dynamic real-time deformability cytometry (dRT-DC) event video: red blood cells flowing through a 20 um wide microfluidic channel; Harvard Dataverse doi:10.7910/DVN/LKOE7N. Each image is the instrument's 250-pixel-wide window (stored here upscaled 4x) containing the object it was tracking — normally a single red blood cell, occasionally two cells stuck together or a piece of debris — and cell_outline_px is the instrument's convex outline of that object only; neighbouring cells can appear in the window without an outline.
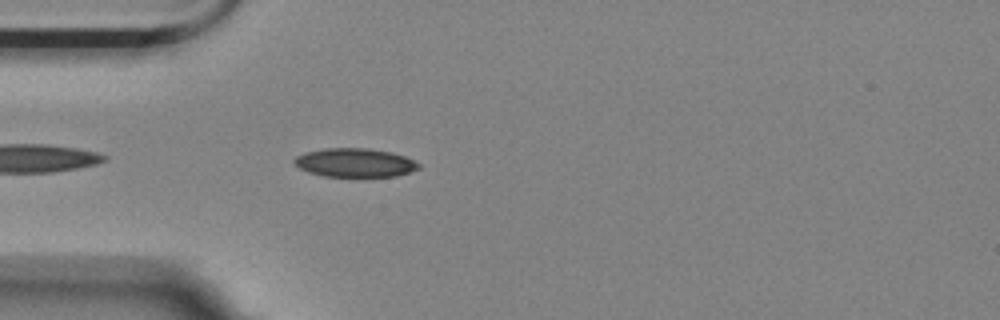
{"species": "Egyptian fruit bat (a non-hibernating species)", "species_latin": "Rousettus aegyptiacus", "temperature_condition": "room temperature", "stored_images_in_passage": 17, "camera_frame_rate_fps": 3000, "um_per_image_px": 0.085, "animal": {"sex": "female"}, "frame": {"image": 1, "passage_image": 3, "time_ms": 0.667, "image_size_px": [1000, 320], "cell_outline_px": [[420, 168], [396, 176], [324, 176], [308, 172], [300, 168], [292, 160], [296, 156], [304, 152], [324, 148], [368, 148], [392, 152], [404, 156], [420, 164]], "centroid_in_image_um": [30.14, 13.81], "position_along_channel_um": 54.9, "area_um2": 20.75}}
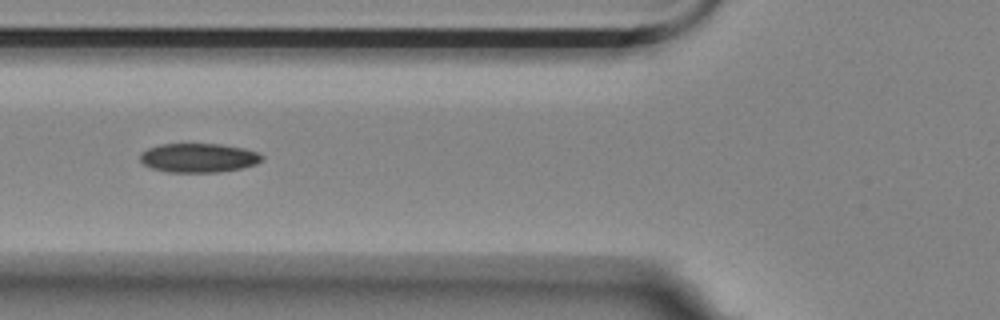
{"frame": {"image": 2, "passage_image": 8, "time_ms": 2.333, "image_size_px": [1000, 320], "cell_outline_px": [[264, 160], [256, 164], [244, 168], [216, 172], [168, 172], [152, 168], [144, 164], [140, 160], [140, 152], [148, 148], [160, 144], [220, 144], [244, 148], [256, 152], [264, 156]], "centroid_in_image_um": [16.89, 13.41], "position_along_channel_um": 108.9, "area_um2": 20.75}}